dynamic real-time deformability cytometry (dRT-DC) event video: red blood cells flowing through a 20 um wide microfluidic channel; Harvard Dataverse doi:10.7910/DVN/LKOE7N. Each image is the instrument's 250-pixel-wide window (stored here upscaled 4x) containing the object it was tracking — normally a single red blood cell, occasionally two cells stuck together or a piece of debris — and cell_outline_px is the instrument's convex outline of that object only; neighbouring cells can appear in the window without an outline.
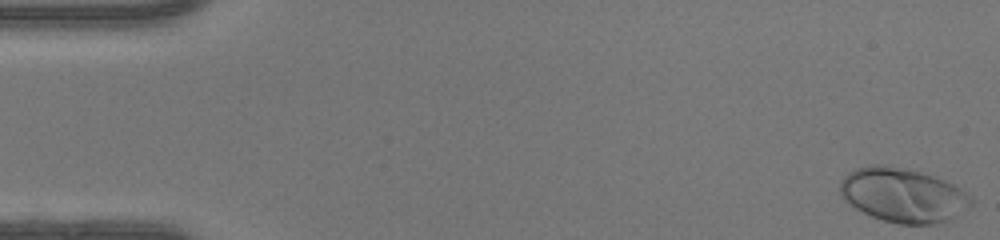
{"species": "human", "species_latin": "Homo sapiens", "temperature_condition": "warm", "stored_images_in_passage": 49, "camera_frame_rate_fps": 3000, "um_per_image_px": 0.085, "donor": {"sex": "female"}, "frame": {"image": 1, "passage_image": 1, "time_ms": 0.0, "image_size_px": [1000, 240], "cell_outline_px": [[976, 200], [972, 204], [948, 220], [932, 224], [900, 224], [884, 220], [872, 216], [856, 208], [844, 200], [840, 192], [840, 184], [844, 176], [848, 172], [856, 168], [872, 164], [880, 164], [920, 172], [944, 180], [960, 188], [972, 196]], "centroid_in_image_um": [76.75, 16.58], "position_along_channel_um": 8.3, "area_um2": 41.04}}
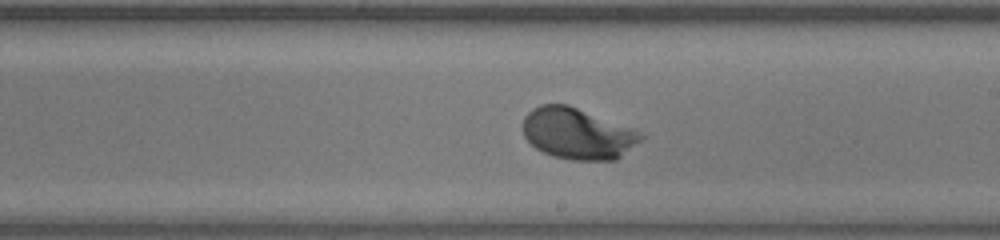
{"frame": {"image": 2, "passage_image": 28, "time_ms": 9.0, "image_size_px": [1000, 240], "cell_outline_px": [[648, 136], [616, 160], [572, 160], [552, 156], [536, 148], [524, 136], [524, 116], [532, 108], [540, 104], [568, 104], [636, 128]], "centroid_in_image_um": [49.17, 11.34], "position_along_channel_um": 239.8, "area_um2": 35.72}}
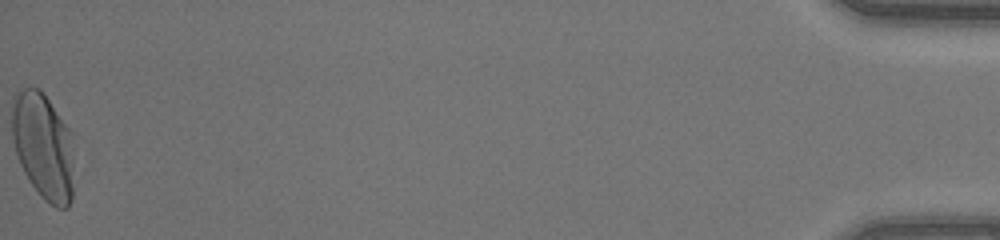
{"frame": {"image": 3, "passage_image": 49, "time_ms": 16.0, "image_size_px": [1000, 240], "cell_outline_px": [[72, 200], [68, 208], [56, 208], [44, 200], [40, 196], [24, 172], [20, 164], [16, 152], [12, 136], [12, 96], [24, 88], [40, 88], [44, 92], [72, 132]], "centroid_in_image_um": [3.68, 12.41], "position_along_channel_um": 431.5, "area_um2": 38.78}, "authors_computed_cell_mechanics": {"area_um2": 34.9112, "velocity_mm_per_s": 4.2414, "shape_relaxation_time_tau1_ms": 1.9908, "shape_relaxation_time_tau2_ms": null, "deformation_change_tau1": 0.1676, "deformation_change_tau2": null}}